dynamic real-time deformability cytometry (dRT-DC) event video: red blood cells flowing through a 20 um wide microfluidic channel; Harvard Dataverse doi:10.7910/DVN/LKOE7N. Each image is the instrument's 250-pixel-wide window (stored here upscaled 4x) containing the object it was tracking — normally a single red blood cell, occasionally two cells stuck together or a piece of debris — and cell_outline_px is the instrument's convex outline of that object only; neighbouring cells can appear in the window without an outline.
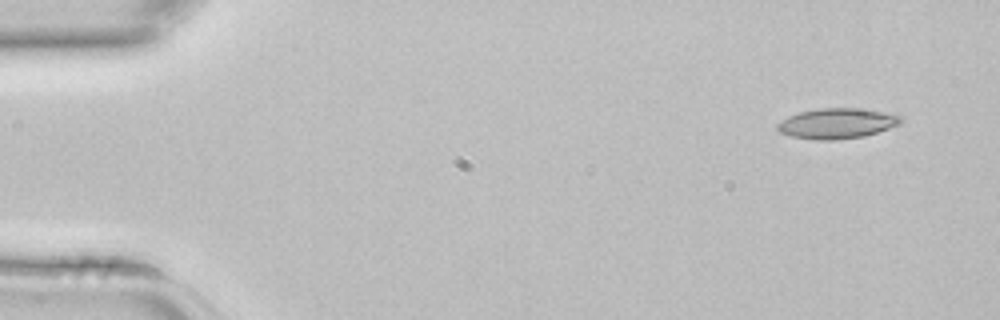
{"species": "common noctule bat (a hibernating species)", "species_latin": "Nyctalus noctula", "temperature_condition": "room temperature", "stored_images_in_passage": 3, "camera_frame_rate_fps": 3000, "um_per_image_px": 0.085, "animal": {"sex": "female", "body_mass_g": 22.7, "forearm_length_mm": 54.2}, "frame": {"image": 1, "passage_image": 1, "time_ms": 0.0, "image_size_px": [1000, 320], "cell_outline_px": [[904, 120], [900, 124], [864, 136], [836, 140], [812, 140], [792, 136], [780, 132], [776, 128], [776, 124], [780, 120], [788, 116], [800, 112], [820, 108], [856, 108], [892, 112], [904, 116]], "centroid_in_image_um": [71.18, 10.48], "position_along_channel_um": 13.8, "area_um2": 22.14}}